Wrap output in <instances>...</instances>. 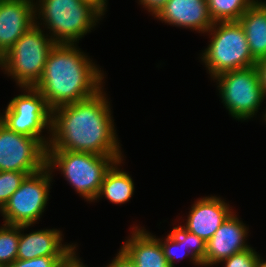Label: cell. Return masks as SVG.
I'll use <instances>...</instances> for the list:
<instances>
[{"label":"cell","instance_id":"cell-1","mask_svg":"<svg viewBox=\"0 0 266 267\" xmlns=\"http://www.w3.org/2000/svg\"><path fill=\"white\" fill-rule=\"evenodd\" d=\"M108 103L100 90L86 100L53 109V139L47 149L121 155Z\"/></svg>","mask_w":266,"mask_h":267},{"label":"cell","instance_id":"cell-2","mask_svg":"<svg viewBox=\"0 0 266 267\" xmlns=\"http://www.w3.org/2000/svg\"><path fill=\"white\" fill-rule=\"evenodd\" d=\"M100 72L74 44H56L35 88L53 110L96 95L103 79Z\"/></svg>","mask_w":266,"mask_h":267},{"label":"cell","instance_id":"cell-3","mask_svg":"<svg viewBox=\"0 0 266 267\" xmlns=\"http://www.w3.org/2000/svg\"><path fill=\"white\" fill-rule=\"evenodd\" d=\"M121 155H97L64 149H47L46 167H58L75 190L87 200H97L104 176Z\"/></svg>","mask_w":266,"mask_h":267},{"label":"cell","instance_id":"cell-4","mask_svg":"<svg viewBox=\"0 0 266 267\" xmlns=\"http://www.w3.org/2000/svg\"><path fill=\"white\" fill-rule=\"evenodd\" d=\"M33 25L0 59V65L20 87H35L41 80L46 59L56 43Z\"/></svg>","mask_w":266,"mask_h":267},{"label":"cell","instance_id":"cell-5","mask_svg":"<svg viewBox=\"0 0 266 267\" xmlns=\"http://www.w3.org/2000/svg\"><path fill=\"white\" fill-rule=\"evenodd\" d=\"M207 32H212V38L202 59L213 79L224 72L255 66L257 61L250 53L246 34L238 21L214 22Z\"/></svg>","mask_w":266,"mask_h":267},{"label":"cell","instance_id":"cell-6","mask_svg":"<svg viewBox=\"0 0 266 267\" xmlns=\"http://www.w3.org/2000/svg\"><path fill=\"white\" fill-rule=\"evenodd\" d=\"M45 25L53 32L56 44H74L96 25L102 15L91 4L82 0H41ZM95 23V24H94Z\"/></svg>","mask_w":266,"mask_h":267},{"label":"cell","instance_id":"cell-7","mask_svg":"<svg viewBox=\"0 0 266 267\" xmlns=\"http://www.w3.org/2000/svg\"><path fill=\"white\" fill-rule=\"evenodd\" d=\"M215 78L221 98L235 119L252 117L266 96L255 66L224 72Z\"/></svg>","mask_w":266,"mask_h":267},{"label":"cell","instance_id":"cell-8","mask_svg":"<svg viewBox=\"0 0 266 267\" xmlns=\"http://www.w3.org/2000/svg\"><path fill=\"white\" fill-rule=\"evenodd\" d=\"M49 171L50 169L45 167L25 177L20 187L0 210L4 215L5 224L31 225L40 218L48 201L52 178Z\"/></svg>","mask_w":266,"mask_h":267},{"label":"cell","instance_id":"cell-9","mask_svg":"<svg viewBox=\"0 0 266 267\" xmlns=\"http://www.w3.org/2000/svg\"><path fill=\"white\" fill-rule=\"evenodd\" d=\"M28 94L14 97L8 104L0 121L10 130L41 140L47 147L49 142L40 137L45 127L51 129L52 110L46 99L35 87H25ZM48 125V126H47Z\"/></svg>","mask_w":266,"mask_h":267},{"label":"cell","instance_id":"cell-10","mask_svg":"<svg viewBox=\"0 0 266 267\" xmlns=\"http://www.w3.org/2000/svg\"><path fill=\"white\" fill-rule=\"evenodd\" d=\"M47 146L39 139L18 134L0 121V171L27 176L46 167Z\"/></svg>","mask_w":266,"mask_h":267},{"label":"cell","instance_id":"cell-11","mask_svg":"<svg viewBox=\"0 0 266 267\" xmlns=\"http://www.w3.org/2000/svg\"><path fill=\"white\" fill-rule=\"evenodd\" d=\"M34 6L31 0H0V58L36 24Z\"/></svg>","mask_w":266,"mask_h":267},{"label":"cell","instance_id":"cell-12","mask_svg":"<svg viewBox=\"0 0 266 267\" xmlns=\"http://www.w3.org/2000/svg\"><path fill=\"white\" fill-rule=\"evenodd\" d=\"M246 226L232 213L206 242L205 266L217 264L250 248L245 244Z\"/></svg>","mask_w":266,"mask_h":267},{"label":"cell","instance_id":"cell-13","mask_svg":"<svg viewBox=\"0 0 266 267\" xmlns=\"http://www.w3.org/2000/svg\"><path fill=\"white\" fill-rule=\"evenodd\" d=\"M155 17L165 23L203 33L214 25L207 0H168Z\"/></svg>","mask_w":266,"mask_h":267},{"label":"cell","instance_id":"cell-14","mask_svg":"<svg viewBox=\"0 0 266 267\" xmlns=\"http://www.w3.org/2000/svg\"><path fill=\"white\" fill-rule=\"evenodd\" d=\"M230 210L220 198H202L191 208L184 228L207 242L232 214Z\"/></svg>","mask_w":266,"mask_h":267},{"label":"cell","instance_id":"cell-15","mask_svg":"<svg viewBox=\"0 0 266 267\" xmlns=\"http://www.w3.org/2000/svg\"><path fill=\"white\" fill-rule=\"evenodd\" d=\"M59 230H40L19 237L17 259L29 260L37 257H67L75 248L62 246Z\"/></svg>","mask_w":266,"mask_h":267},{"label":"cell","instance_id":"cell-16","mask_svg":"<svg viewBox=\"0 0 266 267\" xmlns=\"http://www.w3.org/2000/svg\"><path fill=\"white\" fill-rule=\"evenodd\" d=\"M137 228L121 247L136 267H170L159 239Z\"/></svg>","mask_w":266,"mask_h":267},{"label":"cell","instance_id":"cell-17","mask_svg":"<svg viewBox=\"0 0 266 267\" xmlns=\"http://www.w3.org/2000/svg\"><path fill=\"white\" fill-rule=\"evenodd\" d=\"M246 34L250 53L258 61L266 57V3L255 1L238 19Z\"/></svg>","mask_w":266,"mask_h":267},{"label":"cell","instance_id":"cell-18","mask_svg":"<svg viewBox=\"0 0 266 267\" xmlns=\"http://www.w3.org/2000/svg\"><path fill=\"white\" fill-rule=\"evenodd\" d=\"M119 163H121V160L114 163L106 172L97 198L105 195V198L112 203L121 204L129 201L132 197L134 192L132 178L128 173L115 166Z\"/></svg>","mask_w":266,"mask_h":267},{"label":"cell","instance_id":"cell-19","mask_svg":"<svg viewBox=\"0 0 266 267\" xmlns=\"http://www.w3.org/2000/svg\"><path fill=\"white\" fill-rule=\"evenodd\" d=\"M255 0H207L213 22L238 21Z\"/></svg>","mask_w":266,"mask_h":267},{"label":"cell","instance_id":"cell-20","mask_svg":"<svg viewBox=\"0 0 266 267\" xmlns=\"http://www.w3.org/2000/svg\"><path fill=\"white\" fill-rule=\"evenodd\" d=\"M30 225H9L0 227V264L9 266L17 259L20 230Z\"/></svg>","mask_w":266,"mask_h":267},{"label":"cell","instance_id":"cell-21","mask_svg":"<svg viewBox=\"0 0 266 267\" xmlns=\"http://www.w3.org/2000/svg\"><path fill=\"white\" fill-rule=\"evenodd\" d=\"M179 242H184L191 251V259L195 264L205 266L206 242L202 238L179 226Z\"/></svg>","mask_w":266,"mask_h":267},{"label":"cell","instance_id":"cell-22","mask_svg":"<svg viewBox=\"0 0 266 267\" xmlns=\"http://www.w3.org/2000/svg\"><path fill=\"white\" fill-rule=\"evenodd\" d=\"M26 176L24 172L0 171V210L20 187Z\"/></svg>","mask_w":266,"mask_h":267},{"label":"cell","instance_id":"cell-23","mask_svg":"<svg viewBox=\"0 0 266 267\" xmlns=\"http://www.w3.org/2000/svg\"><path fill=\"white\" fill-rule=\"evenodd\" d=\"M159 242L162 246L164 256H165L167 262L169 263L170 267H174V260L176 257L178 259V257L182 258L183 254L185 256H188V254L191 255V253H189L188 251L185 253H183L181 251L183 246H184V248L186 246L184 245V242H179V226L173 228L172 232L170 234H168V236L164 242H162L160 239H159ZM179 250L183 254L177 256L178 253L176 254V252H180Z\"/></svg>","mask_w":266,"mask_h":267},{"label":"cell","instance_id":"cell-24","mask_svg":"<svg viewBox=\"0 0 266 267\" xmlns=\"http://www.w3.org/2000/svg\"><path fill=\"white\" fill-rule=\"evenodd\" d=\"M258 257L259 255L257 256V253L251 247L233 254L223 262L225 261V267H255Z\"/></svg>","mask_w":266,"mask_h":267},{"label":"cell","instance_id":"cell-25","mask_svg":"<svg viewBox=\"0 0 266 267\" xmlns=\"http://www.w3.org/2000/svg\"><path fill=\"white\" fill-rule=\"evenodd\" d=\"M66 257H37L29 260L16 259L8 267H62Z\"/></svg>","mask_w":266,"mask_h":267},{"label":"cell","instance_id":"cell-26","mask_svg":"<svg viewBox=\"0 0 266 267\" xmlns=\"http://www.w3.org/2000/svg\"><path fill=\"white\" fill-rule=\"evenodd\" d=\"M107 267H136V265L121 249L115 259L112 260V263H110Z\"/></svg>","mask_w":266,"mask_h":267},{"label":"cell","instance_id":"cell-27","mask_svg":"<svg viewBox=\"0 0 266 267\" xmlns=\"http://www.w3.org/2000/svg\"><path fill=\"white\" fill-rule=\"evenodd\" d=\"M255 67L258 72L260 85L266 95V57L258 60L255 63Z\"/></svg>","mask_w":266,"mask_h":267},{"label":"cell","instance_id":"cell-28","mask_svg":"<svg viewBox=\"0 0 266 267\" xmlns=\"http://www.w3.org/2000/svg\"><path fill=\"white\" fill-rule=\"evenodd\" d=\"M140 2L144 7L148 8L149 12L156 15L168 0H140Z\"/></svg>","mask_w":266,"mask_h":267},{"label":"cell","instance_id":"cell-29","mask_svg":"<svg viewBox=\"0 0 266 267\" xmlns=\"http://www.w3.org/2000/svg\"><path fill=\"white\" fill-rule=\"evenodd\" d=\"M62 267H85L78 258H76L74 250L66 257Z\"/></svg>","mask_w":266,"mask_h":267},{"label":"cell","instance_id":"cell-30","mask_svg":"<svg viewBox=\"0 0 266 267\" xmlns=\"http://www.w3.org/2000/svg\"><path fill=\"white\" fill-rule=\"evenodd\" d=\"M83 2H86L88 4H91L94 8H96L102 15L104 14L103 12L105 11V1L106 0H82Z\"/></svg>","mask_w":266,"mask_h":267},{"label":"cell","instance_id":"cell-31","mask_svg":"<svg viewBox=\"0 0 266 267\" xmlns=\"http://www.w3.org/2000/svg\"><path fill=\"white\" fill-rule=\"evenodd\" d=\"M255 267H266V261L264 262L260 259V257H258Z\"/></svg>","mask_w":266,"mask_h":267},{"label":"cell","instance_id":"cell-32","mask_svg":"<svg viewBox=\"0 0 266 267\" xmlns=\"http://www.w3.org/2000/svg\"><path fill=\"white\" fill-rule=\"evenodd\" d=\"M0 267H8V266H6V265H3V264H0Z\"/></svg>","mask_w":266,"mask_h":267}]
</instances>
